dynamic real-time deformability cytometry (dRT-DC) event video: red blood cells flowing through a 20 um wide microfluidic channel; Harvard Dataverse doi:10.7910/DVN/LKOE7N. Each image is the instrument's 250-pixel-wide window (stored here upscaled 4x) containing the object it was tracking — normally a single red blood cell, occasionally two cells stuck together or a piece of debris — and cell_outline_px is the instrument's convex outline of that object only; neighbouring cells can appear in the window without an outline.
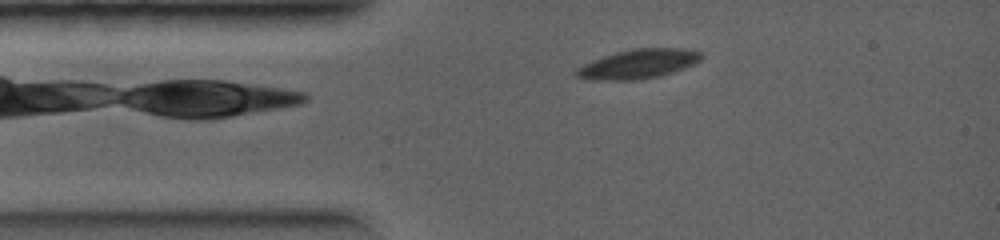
{"species": "common noctule bat (a hibernating species)", "species_latin": "Nyctalus noctula", "temperature_condition": "warm", "stored_images_in_passage": 23, "camera_frame_rate_fps": 5000, "um_per_image_px": 0.085, "animal": {"sex": "female", "body_mass_g": 19.0, "forearm_length_mm": 56.7}, "frame": {"image": 1, "passage_image": 4, "time_ms": 1.0, "image_size_px": [1000, 240], "cell_outline_px": [[704, 56], [700, 60], [684, 68], [660, 76], [640, 80], [588, 80], [576, 76], [576, 68], [592, 60], [616, 52], [632, 48], [684, 48], [700, 52]], "centroid_in_image_um": [54.24, 5.44], "position_along_channel_um": 30.8, "area_um2": 21.39}}
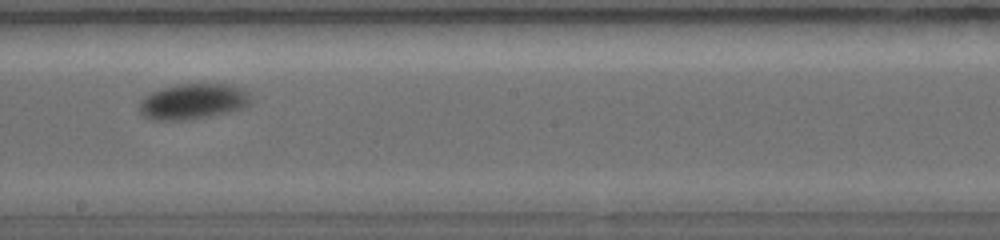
{"frame": {"image": 2, "passage_image": 15, "time_ms": 4.6, "image_size_px": [1000, 240], "cell_outline_px": [[248, 104], [244, 108], [228, 112], [208, 116], [184, 120], [152, 120], [144, 116], [140, 112], [140, 104], [152, 92], [176, 84], [232, 84], [240, 88], [248, 96]], "centroid_in_image_um": [16.4, 8.63], "position_along_channel_um": 231.8, "area_um2": 22.54}}
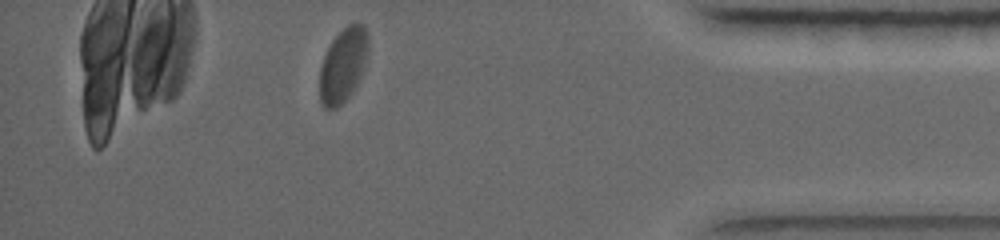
{"frame": {"image": 3, "passage_image": 23, "time_ms": 8.0, "image_size_px": [1000, 240], "cell_outline_px": [[368, 52], [364, 68], [352, 92], [336, 108], [324, 108], [320, 100], [320, 68], [324, 56], [332, 40], [348, 24], [364, 24], [368, 32]], "centroid_in_image_um": [29.17, 5.51], "position_along_channel_um": 406.0, "area_um2": 20.75}}